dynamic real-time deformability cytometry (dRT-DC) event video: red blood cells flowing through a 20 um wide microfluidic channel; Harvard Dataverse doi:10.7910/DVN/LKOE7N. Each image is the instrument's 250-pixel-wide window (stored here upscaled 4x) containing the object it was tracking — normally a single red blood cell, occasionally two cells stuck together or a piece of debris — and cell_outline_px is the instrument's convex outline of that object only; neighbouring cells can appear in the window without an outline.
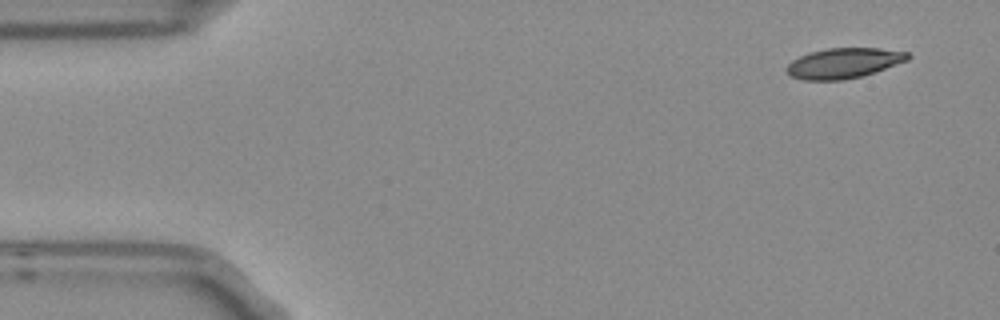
{"species": "Egyptian fruit bat (a non-hibernating species)", "species_latin": "Rousettus aegyptiacus", "temperature_condition": "room temperature", "stored_images_in_passage": 5, "camera_frame_rate_fps": 3000, "um_per_image_px": 0.085, "frame": {"image": 1, "passage_image": 1, "time_ms": 0.0, "image_size_px": [1000, 320], "cell_outline_px": [[912, 56], [908, 60], [876, 72], [844, 80], [804, 80], [792, 76], [784, 68], [792, 60], [808, 52], [828, 48], [880, 48], [908, 52]], "centroid_in_image_um": [71.73, 5.36], "position_along_channel_um": 13.3, "area_um2": 21.44}}
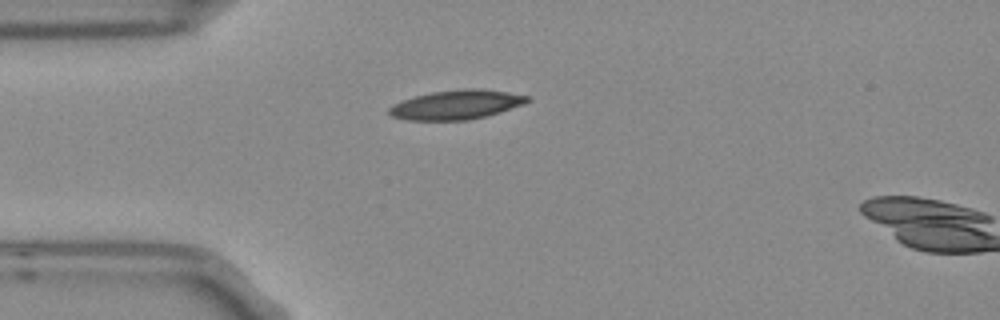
{"frame": {"image": 2, "passage_image": 4, "time_ms": 1.0, "image_size_px": [1000, 320], "cell_outline_px": [[532, 100], [524, 104], [500, 112], [468, 120], [404, 120], [392, 116], [388, 112], [388, 108], [392, 104], [416, 96], [432, 92], [460, 88], [480, 88], [508, 92], [528, 96]], "centroid_in_image_um": [38.8, 8.89], "position_along_channel_um": 46.2, "area_um2": 23.64}}